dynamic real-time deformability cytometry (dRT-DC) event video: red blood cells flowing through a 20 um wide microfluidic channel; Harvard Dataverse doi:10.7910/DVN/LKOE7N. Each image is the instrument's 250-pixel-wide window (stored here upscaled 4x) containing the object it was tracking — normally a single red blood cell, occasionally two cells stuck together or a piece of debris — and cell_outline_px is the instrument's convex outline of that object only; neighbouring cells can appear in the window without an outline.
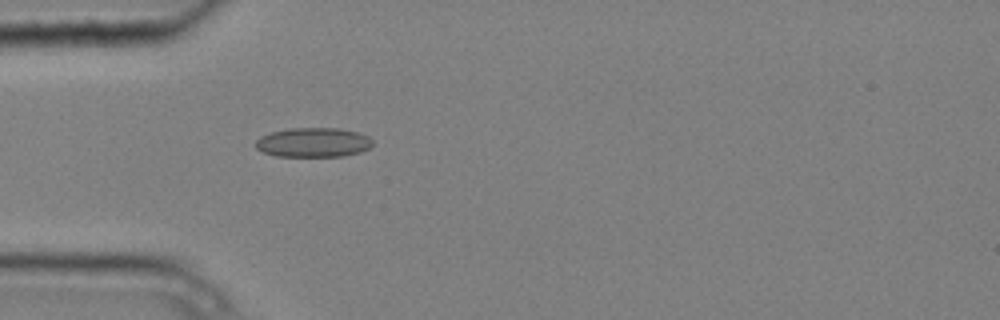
{"species": "common noctule bat (a hibernating species)", "species_latin": "Nyctalus noctula", "temperature_condition": "cold", "stored_images_in_passage": 1, "camera_frame_rate_fps": 3000, "um_per_image_px": 0.085, "animal": {"sex": "male", "body_mass_g": 20.4}, "frame": {"image": 1, "passage_image": 1, "time_ms": 0.0, "image_size_px": [1000, 320], "cell_outline_px": [[372, 144], [368, 148], [360, 152], [344, 156], [276, 156], [264, 152], [256, 148], [256, 140], [260, 136], [272, 132], [288, 128], [340, 128], [356, 132], [368, 136], [372, 140]], "centroid_in_image_um": [26.62, 12.1], "position_along_channel_um": 58.4, "area_um2": 20.0}}